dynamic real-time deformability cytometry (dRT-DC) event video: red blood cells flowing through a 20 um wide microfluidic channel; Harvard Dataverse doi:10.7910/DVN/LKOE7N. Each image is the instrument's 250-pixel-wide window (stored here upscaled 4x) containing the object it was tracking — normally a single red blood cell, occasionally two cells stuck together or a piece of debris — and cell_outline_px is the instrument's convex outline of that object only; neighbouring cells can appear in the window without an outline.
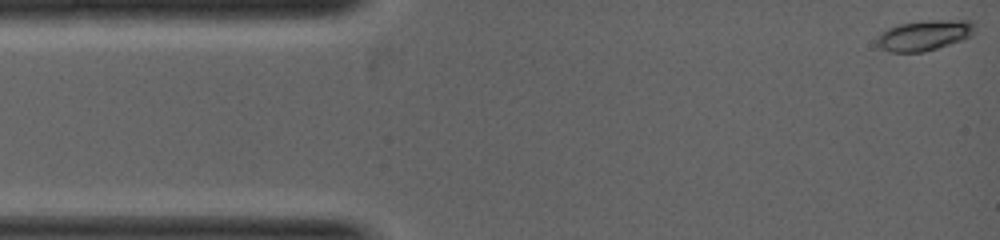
{"species": "common noctule bat (a hibernating species)", "species_latin": "Nyctalus noctula", "temperature_condition": "warm", "stored_images_in_passage": 12, "camera_frame_rate_fps": 5000, "um_per_image_px": 0.085, "animal": {"sex": "female", "body_mass_g": 19.0, "forearm_length_mm": 53.3}, "frame": {"image": 1, "passage_image": 1, "time_ms": 0.0, "image_size_px": [1000, 240], "cell_outline_px": [[976, 28], [972, 36], [924, 52], [888, 52], [880, 48], [876, 40], [880, 32], [888, 28], [900, 24], [920, 20], [972, 20], [976, 24]], "centroid_in_image_um": [78.57, 2.98], "position_along_channel_um": 6.4, "area_um2": 17.51}}
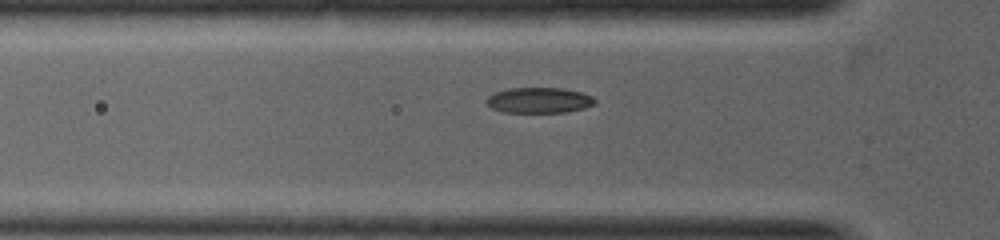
{"frame": {"image": 2, "passage_image": 9, "time_ms": 2.0, "image_size_px": [1000, 240], "cell_outline_px": [[596, 104], [584, 108], [568, 112], [500, 112], [492, 108], [484, 100], [488, 96], [496, 92], [508, 88], [564, 88], [580, 92], [592, 96], [596, 100]], "centroid_in_image_um": [45.83, 8.52], "position_along_channel_um": 80.0, "area_um2": 16.24}}
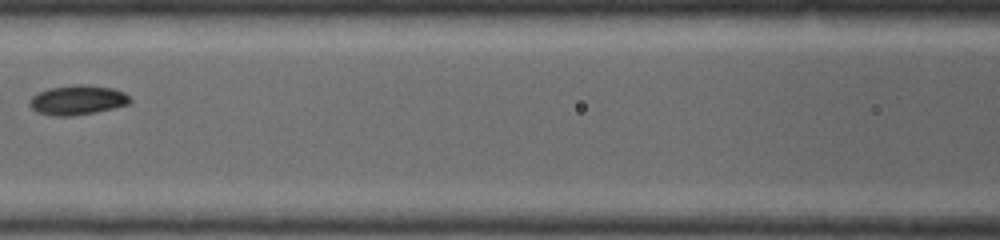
{"frame": {"image": 3, "passage_image": 12, "time_ms": 3.0, "image_size_px": [1000, 240], "cell_outline_px": [[132, 100], [128, 104], [96, 112], [72, 116], [52, 116], [36, 112], [28, 104], [28, 100], [32, 96], [48, 88], [72, 84], [88, 84], [112, 88], [124, 92]], "centroid_in_image_um": [6.55, 8.5], "position_along_channel_um": 160.0, "area_um2": 17.51}}